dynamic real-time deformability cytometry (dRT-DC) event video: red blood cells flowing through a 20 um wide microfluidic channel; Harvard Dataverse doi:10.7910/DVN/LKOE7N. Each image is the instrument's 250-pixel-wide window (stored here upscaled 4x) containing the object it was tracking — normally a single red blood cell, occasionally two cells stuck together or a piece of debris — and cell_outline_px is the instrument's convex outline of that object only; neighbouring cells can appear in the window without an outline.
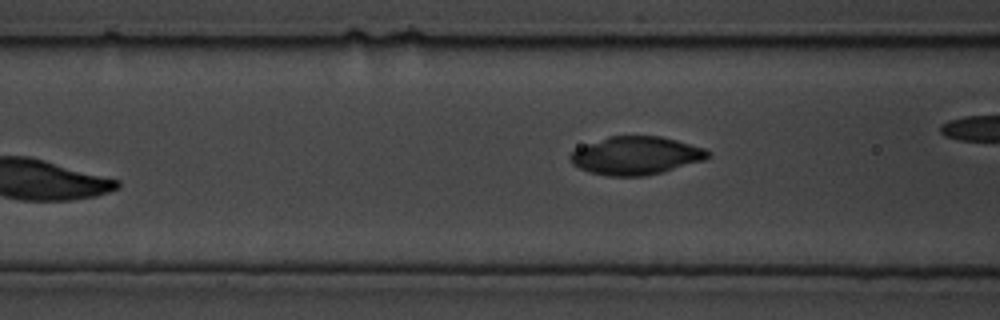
{"species": "common noctule bat (a hibernating species)", "species_latin": "Nyctalus noctula", "temperature_condition": "cold", "stored_images_in_passage": 52, "camera_frame_rate_fps": 3000, "um_per_image_px": 0.085, "animal": {"sex": "male", "body_mass_g": 19.5, "forearm_length_mm": 54.6}, "frame": {"image": 1, "passage_image": 3, "time_ms": 0.667, "image_size_px": [1000, 320], "cell_outline_px": [[712, 156], [704, 160], [660, 172], [644, 176], [608, 176], [588, 172], [572, 164], [568, 156], [576, 148], [608, 136], [660, 136], [676, 140], [704, 148], [712, 152]], "centroid_in_image_um": [54.04, 13.22], "position_along_channel_um": 112.6, "area_um2": 30.52}}